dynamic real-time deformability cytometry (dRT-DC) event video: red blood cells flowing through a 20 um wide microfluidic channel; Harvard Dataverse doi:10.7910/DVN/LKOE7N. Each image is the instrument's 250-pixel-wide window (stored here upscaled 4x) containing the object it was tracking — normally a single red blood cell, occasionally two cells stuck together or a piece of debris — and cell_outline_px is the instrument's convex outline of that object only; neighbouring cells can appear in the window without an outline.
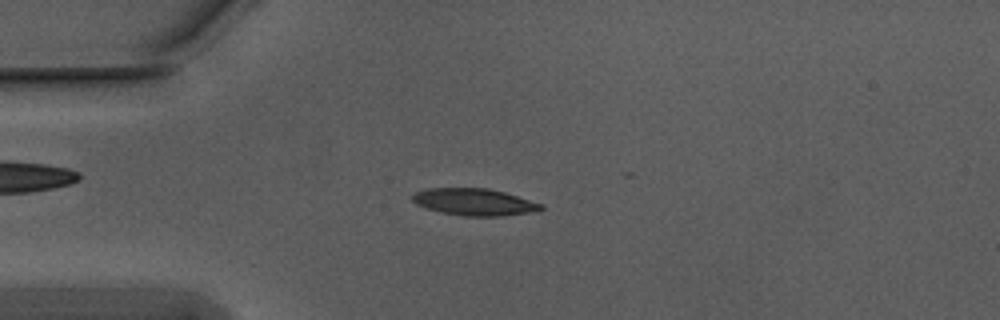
{"species": "Egyptian fruit bat (a non-hibernating species)", "species_latin": "Rousettus aegyptiacus", "temperature_condition": "warm", "stored_images_in_passage": 20, "camera_frame_rate_fps": 3000, "um_per_image_px": 0.085, "animal": {"sex": "male"}, "frame": {"image": 1, "passage_image": 14, "time_ms": 4.333, "image_size_px": [1000, 320], "cell_outline_px": [[544, 208], [528, 212], [504, 216], [464, 216], [440, 212], [416, 204], [412, 200], [412, 196], [416, 192], [428, 188], [488, 188], [504, 192], [544, 204]], "centroid_in_image_um": [40.31, 17.16], "position_along_channel_um": 44.7, "area_um2": 20.06}}
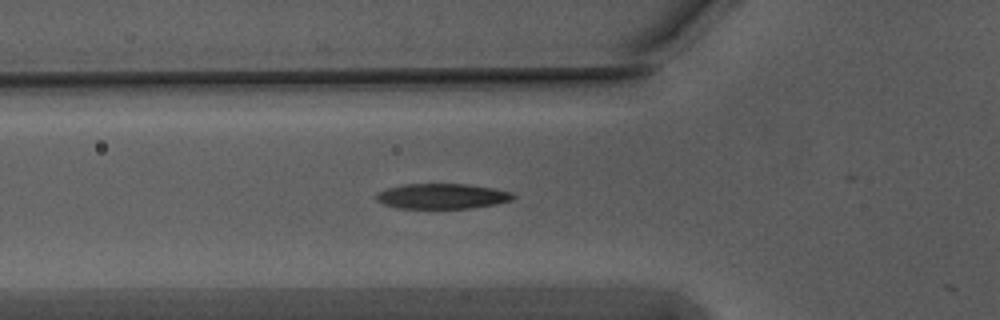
{"frame": {"image": 2, "passage_image": 19, "time_ms": 6.0, "image_size_px": [1000, 320], "cell_outline_px": [[516, 196], [512, 200], [496, 204], [472, 208], [396, 208], [384, 204], [376, 200], [376, 192], [388, 188], [404, 184], [468, 184], [492, 188], [512, 192]], "centroid_in_image_um": [37.58, 16.68], "position_along_channel_um": 88.2, "area_um2": 20.17}}